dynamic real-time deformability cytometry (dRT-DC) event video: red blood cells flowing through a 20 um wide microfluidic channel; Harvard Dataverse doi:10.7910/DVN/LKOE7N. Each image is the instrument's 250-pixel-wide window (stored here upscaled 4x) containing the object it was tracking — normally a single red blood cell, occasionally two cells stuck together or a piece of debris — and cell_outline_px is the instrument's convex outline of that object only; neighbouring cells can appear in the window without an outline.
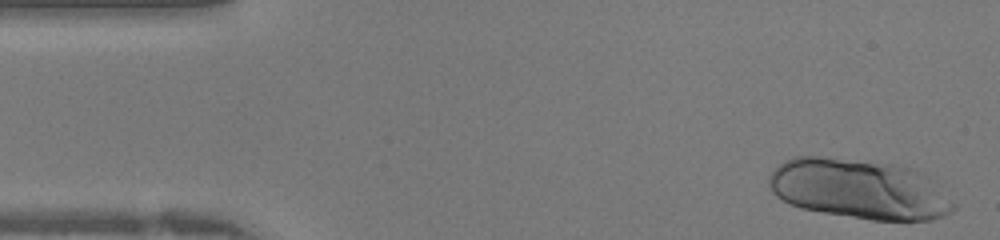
{"species": "human", "species_latin": "Homo sapiens", "temperature_condition": "warm", "stored_images_in_passage": 40, "camera_frame_rate_fps": 3000, "um_per_image_px": 0.085, "donor": {"sex": "female"}, "frame": {"image": 1, "passage_image": 1, "time_ms": 0.0, "image_size_px": [1000, 240], "cell_outline_px": [[956, 208], [952, 212], [944, 216], [932, 220], [872, 220], [800, 208], [788, 204], [776, 196], [772, 192], [768, 184], [768, 176], [784, 160], [792, 156], [820, 156], [892, 164], [916, 168], [924, 172], [956, 204]], "centroid_in_image_um": [73.04, 16.07], "position_along_channel_um": 12.0, "area_um2": 64.85}}
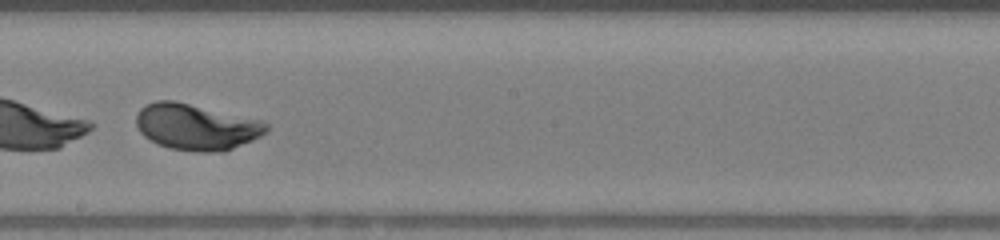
{"frame": {"image": 2, "passage_image": 22, "time_ms": 7.0, "image_size_px": [1000, 240], "cell_outline_px": [[268, 128], [260, 136], [252, 140], [224, 152], [196, 152], [168, 148], [156, 144], [144, 136], [140, 132], [136, 124], [136, 116], [140, 108], [156, 100], [176, 100], [264, 120], [268, 124]], "centroid_in_image_um": [16.68, 10.78], "position_along_channel_um": 231.5, "area_um2": 35.43}}
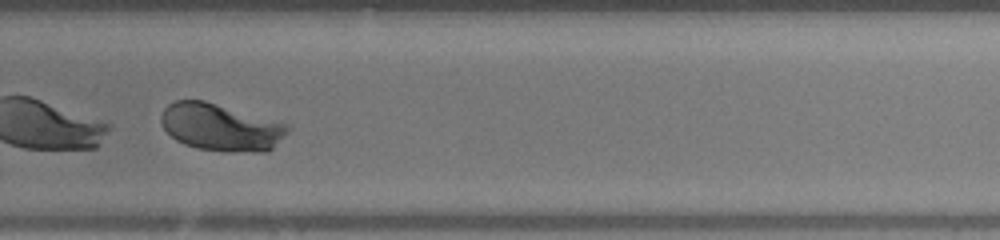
{"frame": {"image": 3, "passage_image": 27, "time_ms": 8.667, "image_size_px": [1000, 240], "cell_outline_px": [[292, 128], [268, 152], [224, 152], [196, 148], [184, 144], [176, 140], [160, 124], [160, 116], [164, 108], [168, 104], [176, 100], [204, 100], [288, 124]], "centroid_in_image_um": [18.76, 10.82], "position_along_channel_um": 311.0, "area_um2": 35.03}}